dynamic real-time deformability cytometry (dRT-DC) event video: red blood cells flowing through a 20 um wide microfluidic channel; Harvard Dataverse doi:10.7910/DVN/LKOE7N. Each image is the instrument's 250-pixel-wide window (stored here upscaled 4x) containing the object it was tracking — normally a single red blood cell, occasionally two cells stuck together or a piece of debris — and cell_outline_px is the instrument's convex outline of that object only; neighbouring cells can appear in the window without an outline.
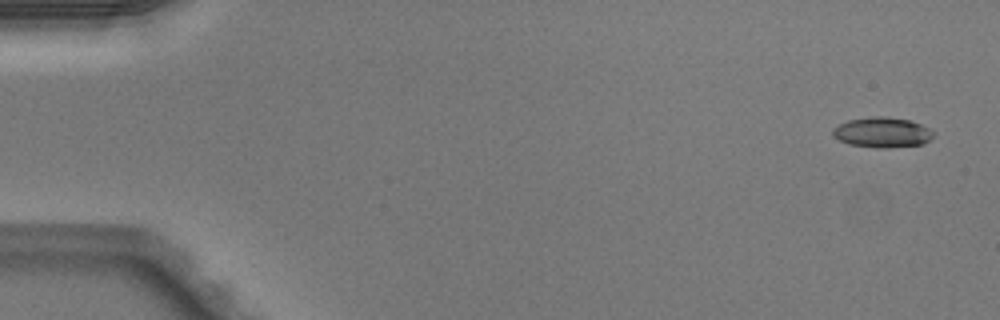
{"species": "Egyptian fruit bat (a non-hibernating species)", "species_latin": "Rousettus aegyptiacus", "temperature_condition": "warm", "stored_images_in_passage": 49, "camera_frame_rate_fps": 3000, "um_per_image_px": 0.085, "animal": {"sex": "male"}, "frame": {"image": 1, "passage_image": 1, "time_ms": 0.0, "image_size_px": [1000, 320], "cell_outline_px": [[936, 132], [924, 144], [888, 148], [876, 148], [848, 144], [832, 136], [832, 128], [848, 120], [872, 116], [888, 116], [908, 120], [920, 124]], "centroid_in_image_um": [74.98, 11.25], "position_along_channel_um": 10.0, "area_um2": 17.86}}
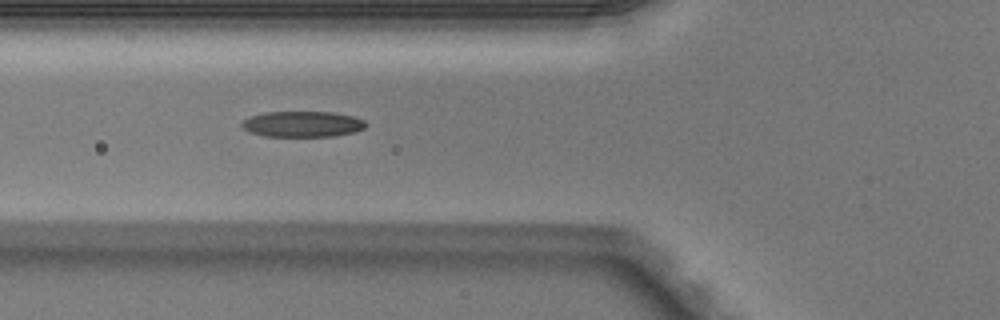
{"frame": {"image": 2, "passage_image": 18, "time_ms": 5.667, "image_size_px": [1000, 320], "cell_outline_px": [[368, 124], [364, 128], [352, 132], [332, 136], [264, 136], [252, 132], [244, 128], [240, 124], [248, 116], [264, 112], [332, 112], [352, 116], [364, 120]], "centroid_in_image_um": [25.7, 10.54], "position_along_channel_um": 100.1, "area_um2": 18.5}}
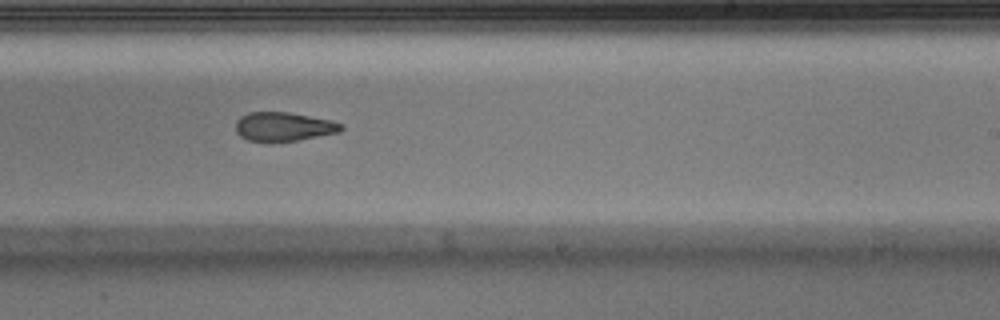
{"frame": {"image": 3, "passage_image": 30, "time_ms": 9.667, "image_size_px": [1000, 320], "cell_outline_px": [[344, 128], [340, 132], [296, 140], [248, 140], [240, 136], [236, 132], [236, 120], [240, 116], [248, 112], [288, 112], [332, 120], [344, 124]], "centroid_in_image_um": [24.13, 10.73], "position_along_channel_um": 264.9, "area_um2": 17.57}, "authors_computed_cell_mechanics": {"area_um2": 18.5538, "velocity_mm_per_s": 4.1128, "shape_relaxation_time_tau1_ms": 7.7956, "shape_relaxation_time_tau2_ms": 3.2513, "deformation_change_tau1": 0.2268, "deformation_change_tau2": 0.1291}}